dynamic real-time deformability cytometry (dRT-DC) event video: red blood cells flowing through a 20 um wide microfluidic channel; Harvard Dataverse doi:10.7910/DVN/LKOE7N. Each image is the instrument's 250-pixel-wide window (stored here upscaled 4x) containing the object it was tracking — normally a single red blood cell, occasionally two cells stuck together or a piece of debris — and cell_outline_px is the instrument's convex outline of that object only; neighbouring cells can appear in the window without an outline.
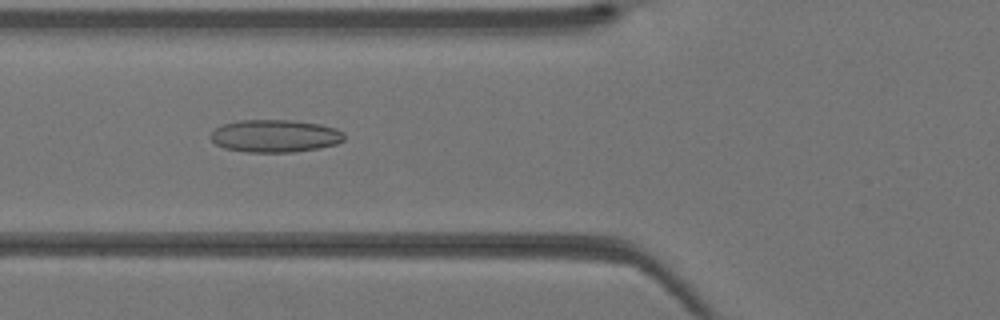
{"species": "Egyptian fruit bat (a non-hibernating species)", "species_latin": "Rousettus aegyptiacus", "temperature_condition": "warm", "stored_images_in_passage": 41, "camera_frame_rate_fps": 3000, "um_per_image_px": 0.085, "animal": {"sex": "female"}, "frame": {"image": 1, "passage_image": 15, "time_ms": 4.667, "image_size_px": [1000, 320], "cell_outline_px": [[344, 140], [336, 144], [320, 148], [292, 152], [248, 152], [224, 148], [216, 144], [208, 136], [216, 128], [224, 124], [240, 120], [292, 120], [320, 124], [336, 128], [344, 132]], "centroid_in_image_um": [23.39, 11.55], "position_along_channel_um": 102.4, "area_um2": 25.43}}
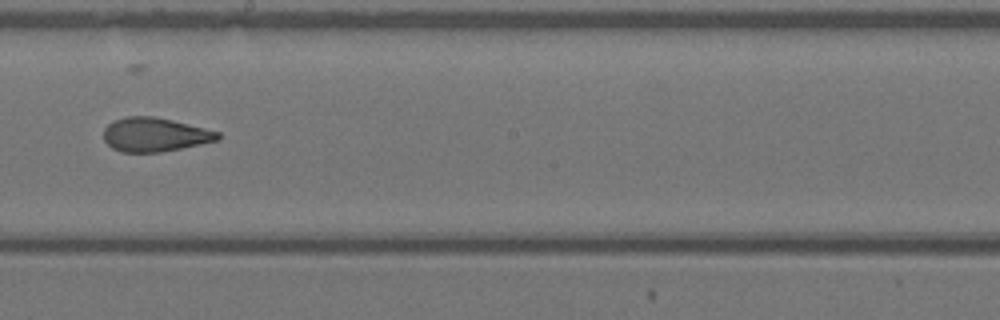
{"frame": {"image": 2, "passage_image": 23, "time_ms": 7.333, "image_size_px": [1000, 320], "cell_outline_px": [[220, 140], [160, 152], [120, 152], [112, 148], [104, 140], [104, 128], [112, 120], [128, 116], [152, 116], [172, 120], [220, 132]], "centroid_in_image_um": [13.14, 11.44], "position_along_channel_um": 235.1, "area_um2": 22.54}}
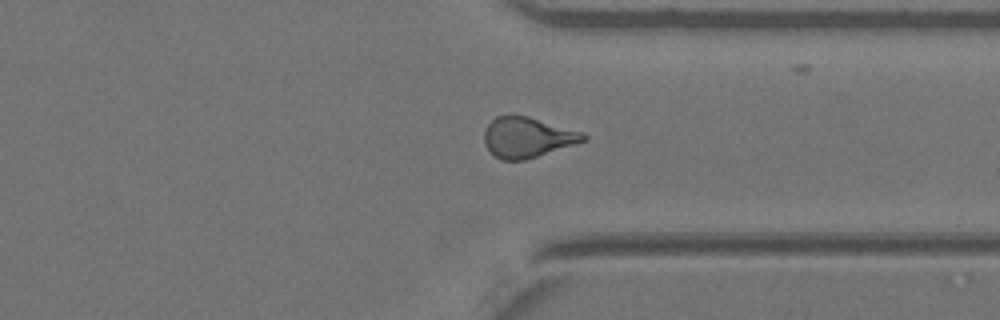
{"frame": {"image": 3, "passage_image": 31, "time_ms": 10.0, "image_size_px": [1000, 320], "cell_outline_px": [[588, 140], [576, 144], [524, 160], [500, 160], [484, 144], [484, 132], [488, 124], [496, 116], [528, 116], [584, 132], [588, 136]], "centroid_in_image_um": [44.86, 11.67], "position_along_channel_um": 366.5, "area_um2": 23.24}}